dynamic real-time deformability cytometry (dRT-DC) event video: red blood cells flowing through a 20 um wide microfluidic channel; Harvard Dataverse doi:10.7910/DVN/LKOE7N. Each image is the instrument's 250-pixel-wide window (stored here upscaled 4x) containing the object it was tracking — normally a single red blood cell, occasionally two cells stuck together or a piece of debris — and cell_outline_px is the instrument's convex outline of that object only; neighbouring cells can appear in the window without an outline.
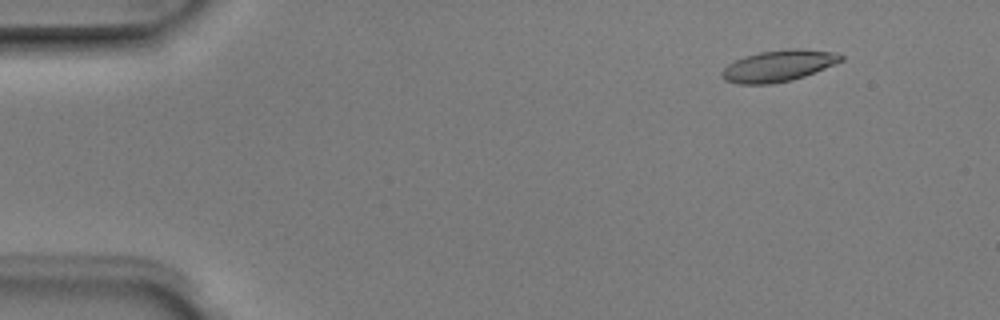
{"species": "Egyptian fruit bat (a non-hibernating species)", "species_latin": "Rousettus aegyptiacus", "temperature_condition": "room temperature", "stored_images_in_passage": 4, "camera_frame_rate_fps": 3000, "um_per_image_px": 0.085, "animal": {"sex": "male"}, "frame": {"image": 1, "passage_image": 1, "time_ms": 0.0, "image_size_px": [1000, 320], "cell_outline_px": [[844, 60], [804, 76], [792, 80], [772, 84], [740, 84], [724, 80], [720, 76], [720, 72], [728, 64], [744, 56], [760, 52], [788, 48], [796, 48], [836, 52], [844, 56]], "centroid_in_image_um": [66.15, 5.59], "position_along_channel_um": 18.8, "area_um2": 21.85}}
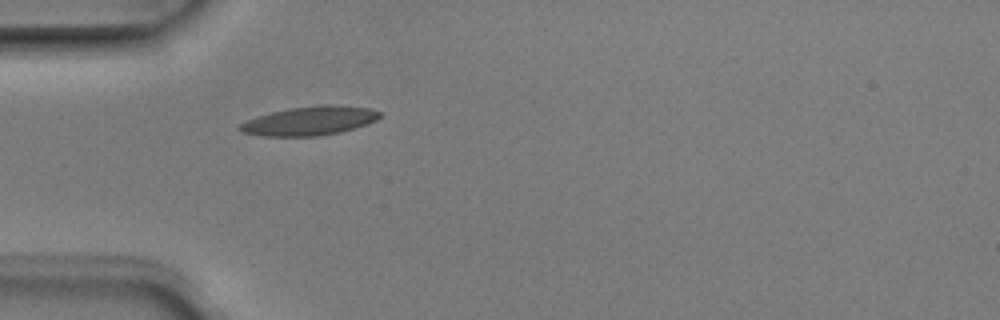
{"frame": {"image": 2, "passage_image": 4, "time_ms": 1.0, "image_size_px": [1000, 320], "cell_outline_px": [[380, 116], [376, 120], [340, 132], [316, 136], [264, 136], [244, 132], [236, 128], [240, 124], [248, 120], [272, 112], [292, 108], [320, 104], [332, 104], [368, 108], [380, 112]], "centroid_in_image_um": [26.31, 10.27], "position_along_channel_um": 58.7, "area_um2": 23.12}}